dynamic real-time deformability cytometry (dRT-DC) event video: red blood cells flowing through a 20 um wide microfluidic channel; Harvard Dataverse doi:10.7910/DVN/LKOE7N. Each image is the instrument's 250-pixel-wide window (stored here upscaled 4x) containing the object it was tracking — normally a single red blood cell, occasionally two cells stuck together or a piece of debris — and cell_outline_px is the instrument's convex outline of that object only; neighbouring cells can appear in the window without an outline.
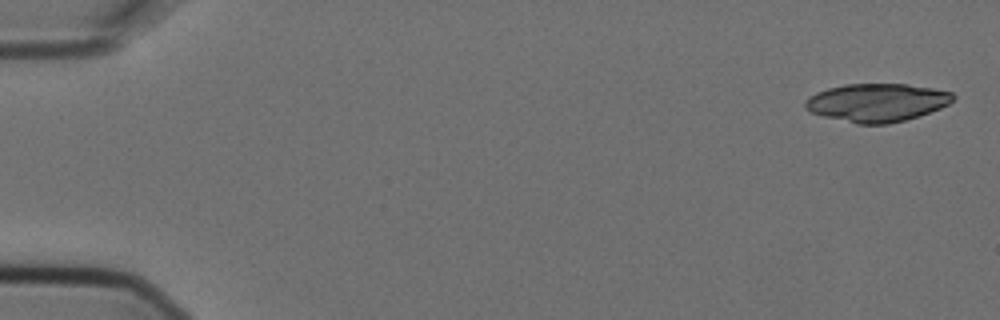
{"species": "Egyptian fruit bat (a non-hibernating species)", "species_latin": "Rousettus aegyptiacus", "temperature_condition": "cold", "stored_images_in_passage": 5, "camera_frame_rate_fps": 3000, "um_per_image_px": 0.085, "animal": {"sex": "female"}, "frame": {"image": 1, "passage_image": 1, "time_ms": 0.0, "image_size_px": [1000, 320], "cell_outline_px": [[956, 96], [948, 104], [940, 108], [904, 120], [888, 124], [856, 124], [808, 112], [804, 108], [804, 100], [808, 96], [816, 92], [828, 88], [844, 84], [908, 84], [932, 88], [952, 92]], "centroid_in_image_um": [74.48, 8.71], "position_along_channel_um": 10.5, "area_um2": 32.95}}